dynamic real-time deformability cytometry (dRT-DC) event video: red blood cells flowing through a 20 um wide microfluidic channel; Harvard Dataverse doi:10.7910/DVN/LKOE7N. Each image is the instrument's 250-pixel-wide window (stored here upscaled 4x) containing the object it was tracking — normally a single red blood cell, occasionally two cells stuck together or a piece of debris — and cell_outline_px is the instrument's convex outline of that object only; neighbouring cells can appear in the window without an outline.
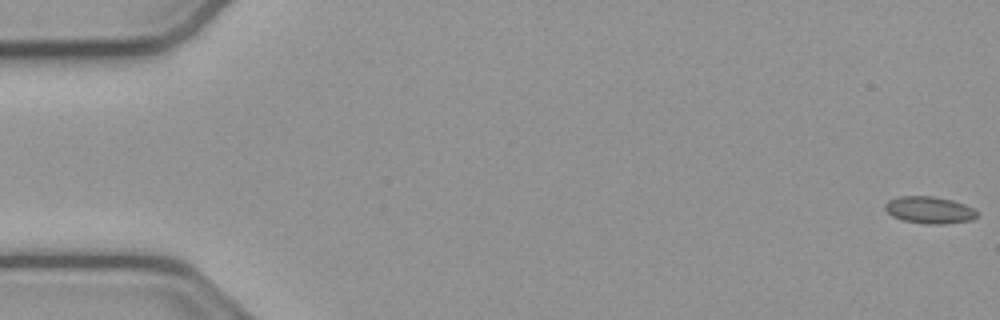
{"species": "common noctule bat (a hibernating species)", "species_latin": "Nyctalus noctula", "temperature_condition": "cold", "stored_images_in_passage": 55, "camera_frame_rate_fps": 3000, "um_per_image_px": 0.085, "animal": {"sex": "male", "body_mass_g": 23.1, "forearm_length_mm": 52.7}, "frame": {"image": 1, "passage_image": 1, "time_ms": 0.0, "image_size_px": [1000, 320], "cell_outline_px": [[980, 212], [972, 220], [944, 224], [928, 224], [904, 220], [892, 216], [884, 208], [884, 204], [888, 200], [900, 196], [932, 196], [952, 200], [964, 204]], "centroid_in_image_um": [79.0, 17.85], "position_along_channel_um": 6.0, "area_um2": 14.45}}
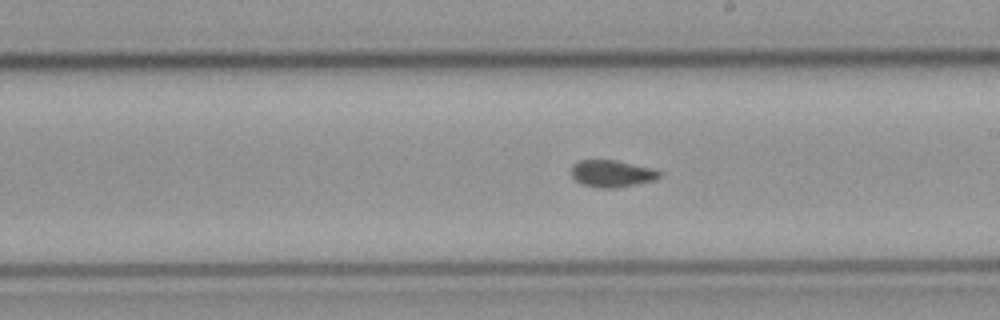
{"frame": {"image": 2, "passage_image": 31, "time_ms": 10.0, "image_size_px": [1000, 320], "cell_outline_px": [[660, 176], [656, 180], [616, 188], [600, 188], [580, 184], [572, 176], [572, 164], [580, 160], [616, 160], [648, 168], [660, 172]], "centroid_in_image_um": [51.96, 14.76], "position_along_channel_um": 237.0, "area_um2": 13.7}}
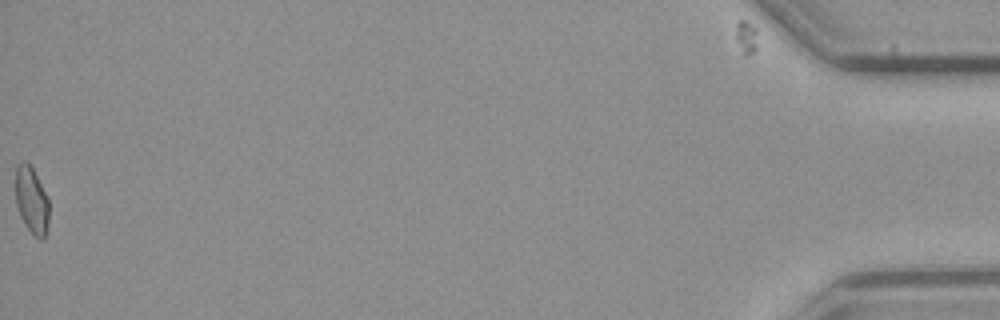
{"frame": {"image": 3, "passage_image": 55, "time_ms": 18.0, "image_size_px": [1000, 320], "cell_outline_px": [[48, 228], [44, 240], [40, 240], [24, 224], [20, 216], [16, 204], [16, 164], [24, 160], [28, 160], [48, 196]], "centroid_in_image_um": [2.69, 17.0], "position_along_channel_um": 432.5, "area_um2": 13.24}, "authors_computed_cell_mechanics": {"area_um2": 13.8142, "velocity_mm_per_s": 3.8091, "shape_relaxation_time_tau1_ms": null, "shape_relaxation_time_tau2_ms": 1.3378, "deformation_change_tau1": null, "deformation_change_tau2": 0.0466}}